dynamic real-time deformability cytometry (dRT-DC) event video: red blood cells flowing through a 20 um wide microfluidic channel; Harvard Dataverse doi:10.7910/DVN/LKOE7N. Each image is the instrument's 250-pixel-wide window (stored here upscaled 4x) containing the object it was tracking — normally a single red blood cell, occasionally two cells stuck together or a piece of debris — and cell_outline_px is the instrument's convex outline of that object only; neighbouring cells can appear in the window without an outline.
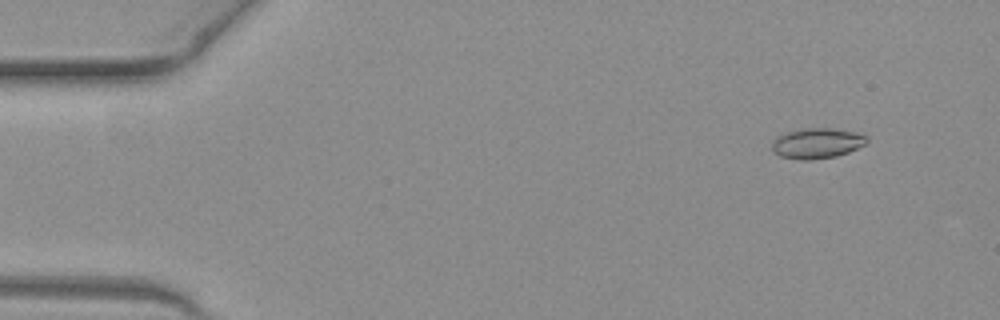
{"species": "common noctule bat (a hibernating species)", "species_latin": "Nyctalus noctula", "temperature_condition": "warm", "stored_images_in_passage": 48, "camera_frame_rate_fps": 3000, "um_per_image_px": 0.085, "animal": {"sex": "female", "body_mass_g": 19.3, "forearm_length_mm": 54.1}, "frame": {"image": 1, "passage_image": 2, "time_ms": 0.333, "image_size_px": [1000, 320], "cell_outline_px": [[868, 144], [848, 152], [836, 156], [808, 160], [800, 160], [780, 156], [772, 152], [772, 140], [776, 136], [788, 132], [804, 128], [832, 128], [856, 132], [868, 136]], "centroid_in_image_um": [69.45, 12.17], "position_along_channel_um": 15.5, "area_um2": 16.99}}
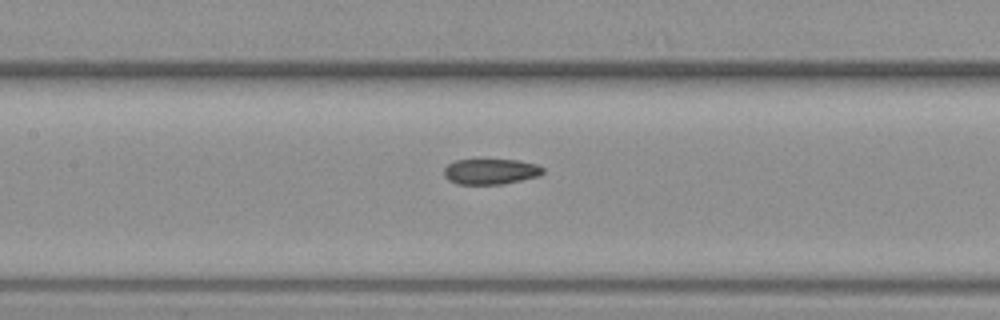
{"frame": {"image": 2, "passage_image": 21, "time_ms": 6.667, "image_size_px": [1000, 320], "cell_outline_px": [[544, 172], [540, 176], [504, 184], [456, 184], [448, 180], [444, 176], [444, 168], [448, 164], [456, 160], [520, 160], [536, 164], [544, 168]], "centroid_in_image_um": [41.72, 14.58], "position_along_channel_um": 165.7, "area_um2": 14.85}}
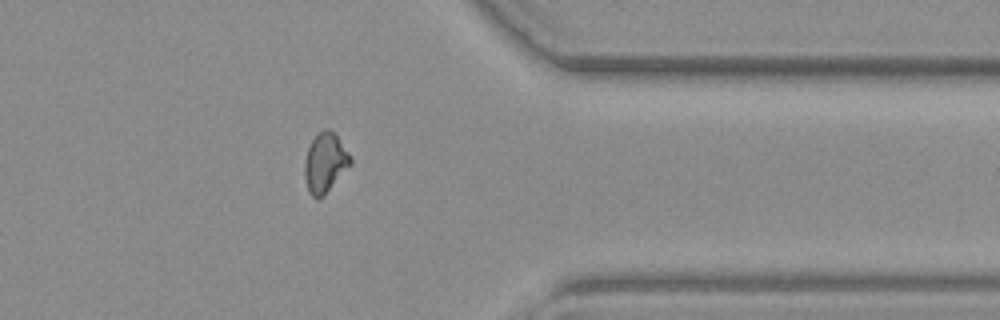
{"frame": {"image": 3, "passage_image": 38, "time_ms": 12.333, "image_size_px": [1000, 320], "cell_outline_px": [[352, 164], [316, 200], [308, 192], [304, 176], [304, 160], [308, 148], [312, 140], [324, 128], [328, 128], [336, 132], [348, 152], [352, 160]], "centroid_in_image_um": [27.62, 13.77], "position_along_channel_um": 383.8, "area_um2": 15.72}, "authors_computed_cell_mechanics": {"area_um2": 15.6638, "velocity_mm_per_s": 4.0915, "shape_relaxation_time_tau1_ms": null, "shape_relaxation_time_tau2_ms": 3.02, "deformation_change_tau1": null, "deformation_change_tau2": 0.077}}